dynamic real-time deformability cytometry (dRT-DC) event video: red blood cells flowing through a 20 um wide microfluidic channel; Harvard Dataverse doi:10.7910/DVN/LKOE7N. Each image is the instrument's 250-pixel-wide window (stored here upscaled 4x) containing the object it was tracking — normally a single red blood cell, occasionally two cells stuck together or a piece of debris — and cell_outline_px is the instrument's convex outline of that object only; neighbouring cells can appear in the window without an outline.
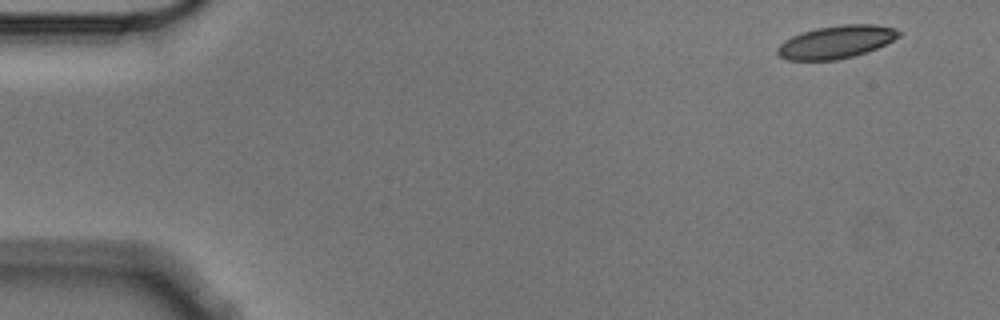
{"species": "Egyptian fruit bat (a non-hibernating species)", "species_latin": "Rousettus aegyptiacus", "temperature_condition": "cold", "stored_images_in_passage": 5, "camera_frame_rate_fps": 3000, "um_per_image_px": 0.085, "animal": {"sex": "male"}, "frame": {"image": 1, "passage_image": 1, "time_ms": 0.0, "image_size_px": [1000, 320], "cell_outline_px": [[900, 36], [876, 48], [852, 56], [836, 60], [788, 60], [780, 56], [776, 52], [776, 48], [784, 40], [792, 36], [816, 28], [844, 24], [876, 24], [896, 28], [900, 32]], "centroid_in_image_um": [71.06, 3.56], "position_along_channel_um": 13.9, "area_um2": 23.0}}